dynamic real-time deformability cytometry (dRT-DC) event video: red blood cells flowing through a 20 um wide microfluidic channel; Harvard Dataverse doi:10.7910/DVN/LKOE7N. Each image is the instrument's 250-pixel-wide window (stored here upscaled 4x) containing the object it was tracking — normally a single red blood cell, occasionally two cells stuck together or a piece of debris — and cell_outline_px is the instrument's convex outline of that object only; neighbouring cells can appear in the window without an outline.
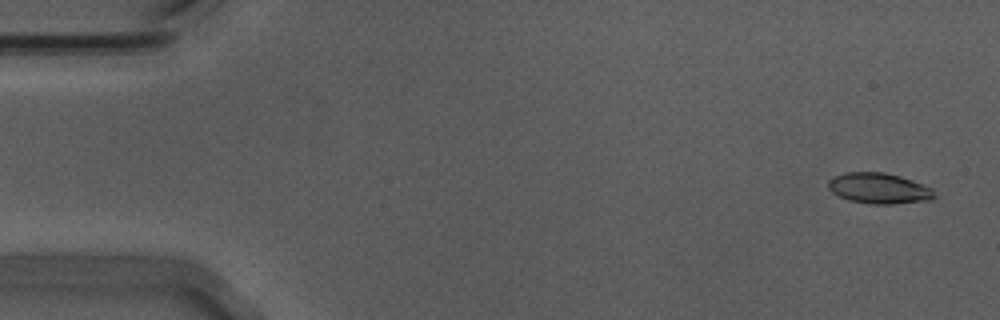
{"species": "Egyptian fruit bat (a non-hibernating species)", "species_latin": "Rousettus aegyptiacus", "temperature_condition": "warm", "stored_images_in_passage": 54, "camera_frame_rate_fps": 3000, "um_per_image_px": 0.085, "animal": {"sex": "male"}, "frame": {"image": 1, "passage_image": 1, "time_ms": 0.0, "image_size_px": [1000, 320], "cell_outline_px": [[936, 196], [932, 200], [892, 204], [872, 204], [848, 200], [832, 192], [828, 188], [828, 180], [844, 172], [884, 172], [900, 176], [912, 180], [932, 188]], "centroid_in_image_um": [74.73, 16.01], "position_along_channel_um": 10.3, "area_um2": 19.02}}
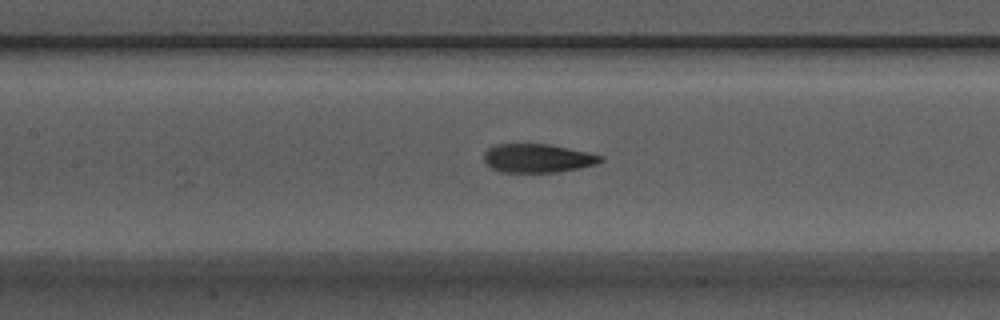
{"frame": {"image": 2, "passage_image": 24, "time_ms": 7.667, "image_size_px": [1000, 320], "cell_outline_px": [[604, 160], [596, 164], [580, 168], [556, 172], [500, 172], [492, 168], [484, 160], [484, 152], [488, 148], [496, 144], [548, 144], [588, 152], [604, 156]], "centroid_in_image_um": [45.71, 13.45], "position_along_channel_um": 161.7, "area_um2": 19.48}}
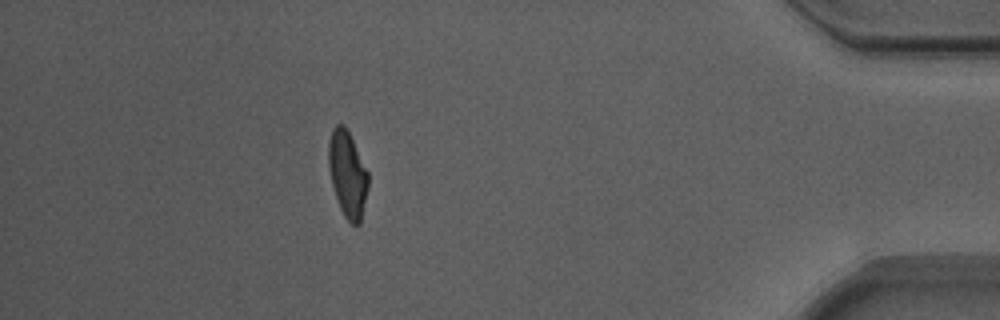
{"frame": {"image": 3, "passage_image": 48, "time_ms": 15.667, "image_size_px": [1000, 320], "cell_outline_px": [[368, 188], [360, 224], [352, 224], [344, 216], [340, 208], [332, 184], [328, 164], [328, 144], [332, 128], [336, 124], [344, 124], [368, 172]], "centroid_in_image_um": [29.53, 14.79], "position_along_channel_um": 405.7, "area_um2": 19.65}, "authors_computed_cell_mechanics": {"area_um2": 19.7965, "velocity_mm_per_s": 3.7101, "shape_relaxation_time_tau1_ms": 5.1728, "shape_relaxation_time_tau2_ms": 1.6677, "deformation_change_tau1": 0.2, "deformation_change_tau2": 0.0891}}